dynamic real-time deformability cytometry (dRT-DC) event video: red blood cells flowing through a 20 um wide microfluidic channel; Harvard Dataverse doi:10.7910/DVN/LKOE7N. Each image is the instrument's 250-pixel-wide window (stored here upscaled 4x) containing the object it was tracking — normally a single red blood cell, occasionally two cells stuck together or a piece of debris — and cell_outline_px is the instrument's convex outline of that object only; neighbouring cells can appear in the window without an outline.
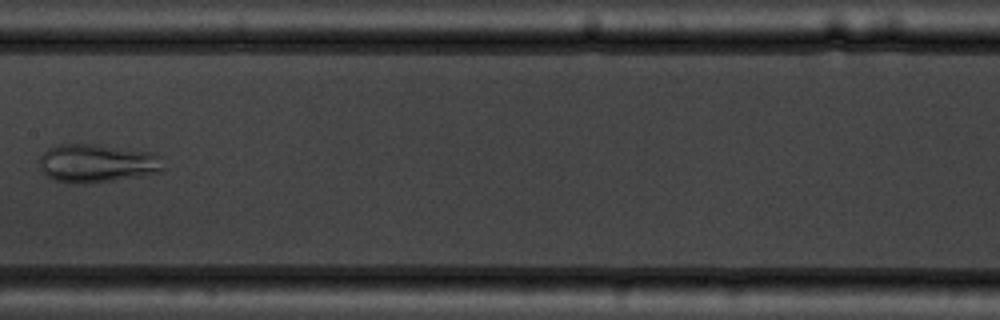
{"species": "common noctule bat (a hibernating species)", "species_latin": "Nyctalus noctula", "temperature_condition": "warm", "stored_images_in_passage": 7, "camera_frame_rate_fps": 3000, "um_per_image_px": 0.085, "animal": {"sex": "male", "body_mass_g": 19.5, "forearm_length_mm": 54.6}, "frame": {"image": 1, "passage_image": 7, "time_ms": 7.667, "image_size_px": [1000, 320], "cell_outline_px": [[164, 168], [160, 172], [140, 176], [84, 184], [72, 184], [52, 180], [40, 168], [40, 156], [48, 148], [56, 144], [100, 144], [152, 152], [160, 156]], "centroid_in_image_um": [8.24, 13.87], "position_along_channel_um": 199.2, "area_um2": 28.03}}